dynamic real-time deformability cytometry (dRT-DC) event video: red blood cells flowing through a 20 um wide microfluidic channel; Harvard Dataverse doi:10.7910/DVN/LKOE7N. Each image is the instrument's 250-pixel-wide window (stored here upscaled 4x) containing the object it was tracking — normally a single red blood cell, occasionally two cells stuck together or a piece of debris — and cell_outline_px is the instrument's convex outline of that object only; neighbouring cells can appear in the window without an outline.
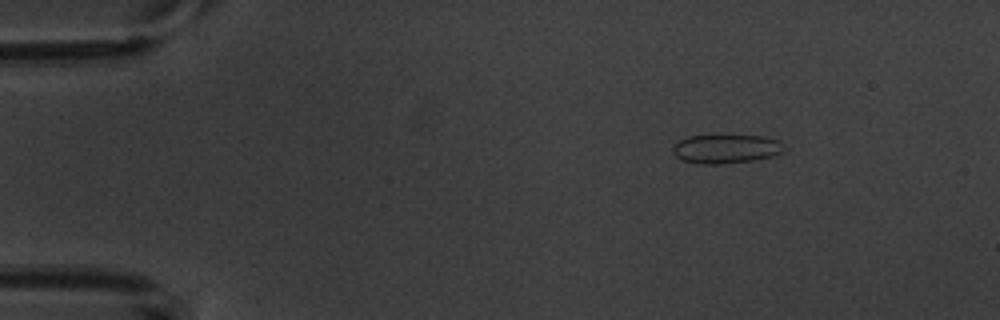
{"species": "common noctule bat (a hibernating species)", "species_latin": "Nyctalus noctula", "temperature_condition": "warm", "stored_images_in_passage": 8, "camera_frame_rate_fps": 3000, "um_per_image_px": 0.085, "animal": {"sex": "male", "body_mass_g": 20.1, "forearm_length_mm": 53.5}, "frame": {"image": 1, "passage_image": 3, "time_ms": 2.333, "image_size_px": [1000, 320], "cell_outline_px": [[784, 148], [780, 152], [772, 156], [756, 160], [724, 164], [700, 164], [684, 160], [676, 156], [672, 152], [672, 148], [680, 140], [688, 136], [764, 136], [780, 140], [784, 144]], "centroid_in_image_um": [61.73, 12.66], "position_along_channel_um": 23.3, "area_um2": 18.67}}
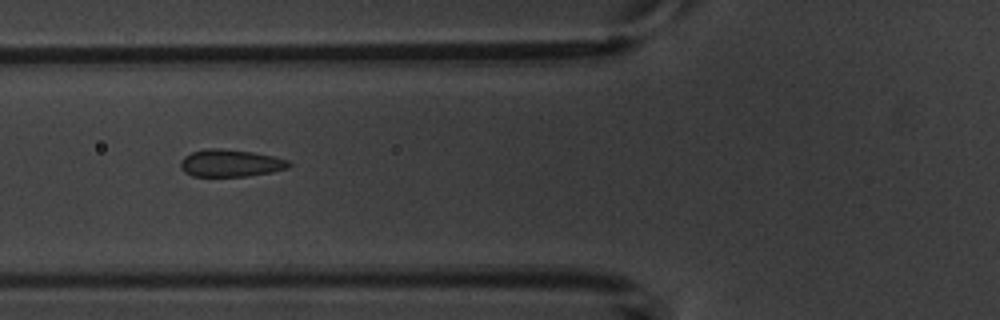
{"frame": {"image": 2, "passage_image": 6, "time_ms": 6.667, "image_size_px": [1000, 320], "cell_outline_px": [[292, 164], [288, 168], [272, 172], [248, 176], [192, 176], [184, 172], [180, 168], [180, 160], [184, 156], [192, 152], [208, 148], [220, 148], [252, 152], [272, 156], [288, 160]], "centroid_in_image_um": [19.57, 13.87], "position_along_channel_um": 106.2, "area_um2": 17.28}}
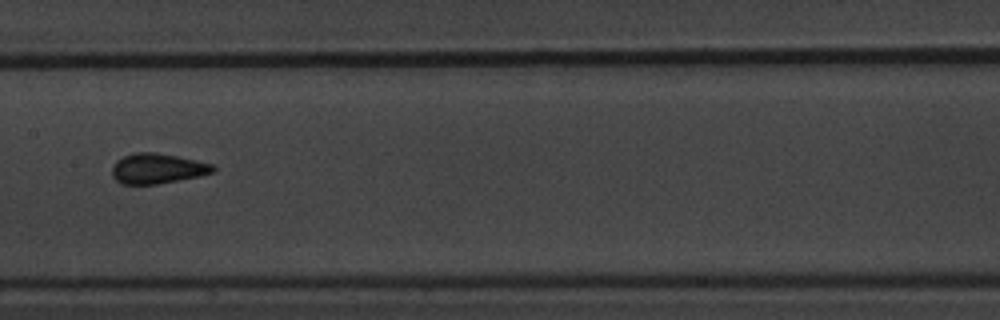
{"frame": {"image": 3, "passage_image": 8, "time_ms": 9.0, "image_size_px": [1000, 320], "cell_outline_px": [[216, 172], [200, 176], [156, 184], [120, 184], [112, 176], [112, 168], [116, 160], [124, 156], [136, 152], [156, 152], [216, 164]], "centroid_in_image_um": [13.41, 14.32], "position_along_channel_um": 194.0, "area_um2": 17.92}}